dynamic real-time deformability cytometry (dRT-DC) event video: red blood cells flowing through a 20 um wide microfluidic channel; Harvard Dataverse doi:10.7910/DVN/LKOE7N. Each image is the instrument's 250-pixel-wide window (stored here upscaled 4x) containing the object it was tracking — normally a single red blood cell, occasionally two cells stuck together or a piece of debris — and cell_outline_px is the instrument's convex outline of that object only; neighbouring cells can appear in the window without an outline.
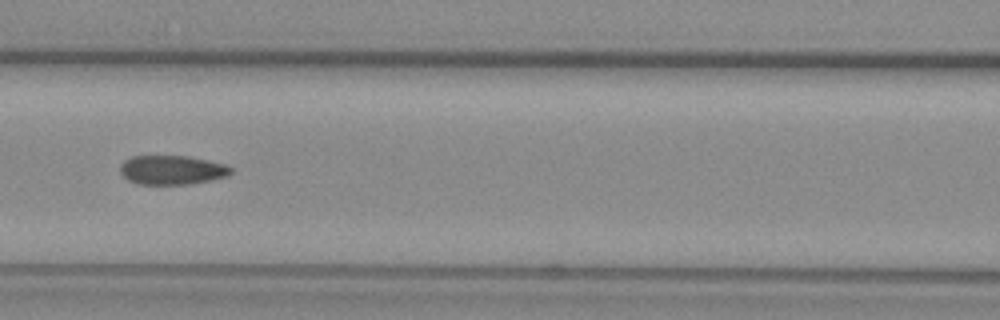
{"species": "common noctule bat (a hibernating species)", "species_latin": "Nyctalus noctula", "temperature_condition": "warm", "stored_images_in_passage": 38, "camera_frame_rate_fps": 3000, "um_per_image_px": 0.085, "animal": {"sex": "female", "body_mass_g": 29.2, "forearm_length_mm": 56.3}, "frame": {"image": 1, "passage_image": 12, "time_ms": 3.667, "image_size_px": [1000, 320], "cell_outline_px": [[232, 172], [228, 176], [188, 184], [140, 184], [128, 180], [120, 172], [120, 164], [124, 160], [132, 156], [188, 156], [208, 160], [224, 164], [232, 168]], "centroid_in_image_um": [14.6, 14.44], "position_along_channel_um": 152.0, "area_um2": 18.73}}
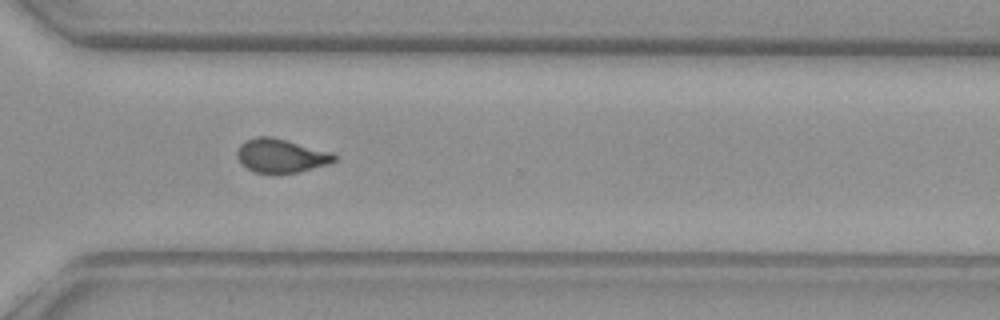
{"frame": {"image": 2, "passage_image": 27, "time_ms": 8.667, "image_size_px": [1000, 320], "cell_outline_px": [[336, 160], [328, 164], [300, 172], [256, 172], [248, 168], [236, 156], [236, 152], [240, 144], [244, 140], [256, 136], [272, 136], [332, 152], [336, 156]], "centroid_in_image_um": [23.89, 13.2], "position_along_channel_um": 346.7, "area_um2": 18.96}, "authors_computed_cell_mechanics": {"area_um2": 19.4786, "velocity_mm_per_s": 3.9101, "shape_relaxation_time_tau1_ms": null, "shape_relaxation_time_tau2_ms": 1.3095, "deformation_change_tau1": null, "deformation_change_tau2": 0.0845}}